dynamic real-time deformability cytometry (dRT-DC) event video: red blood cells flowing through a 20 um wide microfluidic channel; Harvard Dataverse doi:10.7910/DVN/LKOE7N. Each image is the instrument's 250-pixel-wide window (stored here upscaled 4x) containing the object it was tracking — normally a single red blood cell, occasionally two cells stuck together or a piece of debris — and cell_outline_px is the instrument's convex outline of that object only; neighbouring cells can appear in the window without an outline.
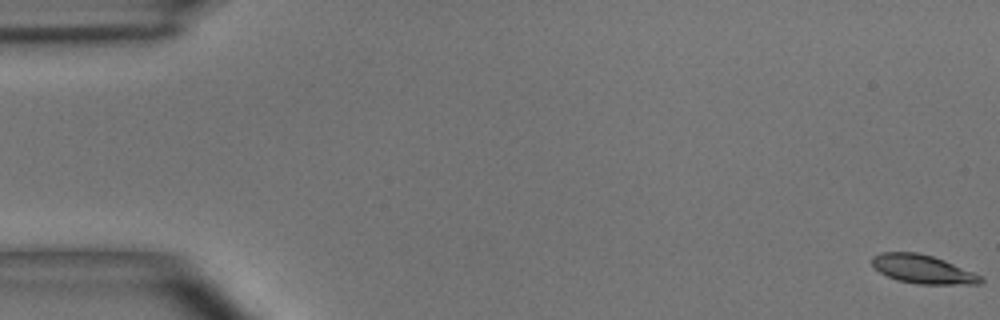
{"species": "common noctule bat (a hibernating species)", "species_latin": "Nyctalus noctula", "temperature_condition": "room temperature", "stored_images_in_passage": 5, "camera_frame_rate_fps": 3000, "um_per_image_px": 0.085, "animal": {"sex": "male", "body_mass_g": 15.6}, "frame": {"image": 1, "passage_image": 1, "time_ms": 0.0, "image_size_px": [1000, 320], "cell_outline_px": [[984, 280], [980, 284], [916, 284], [896, 280], [880, 272], [872, 264], [872, 256], [880, 252], [916, 252], [932, 256], [944, 260], [984, 276]], "centroid_in_image_um": [78.46, 22.89], "position_along_channel_um": 6.5, "area_um2": 18.21}}
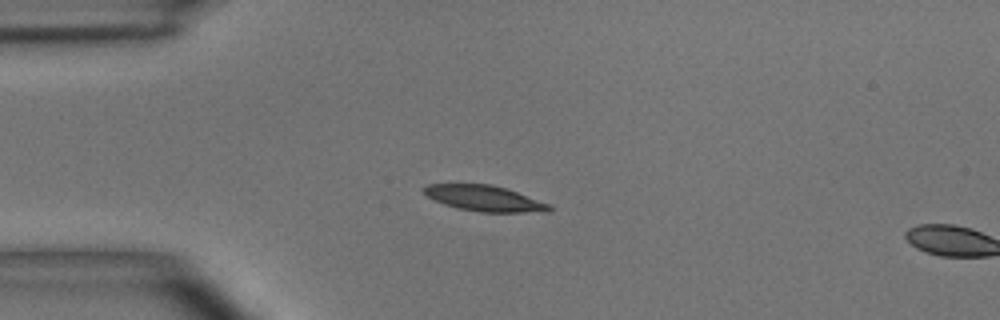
{"frame": {"image": 2, "passage_image": 4, "time_ms": 4.333, "image_size_px": [1000, 320], "cell_outline_px": [[552, 208], [548, 212], [480, 212], [456, 208], [444, 204], [428, 196], [420, 188], [428, 184], [488, 184], [504, 188], [552, 204]], "centroid_in_image_um": [41.19, 16.87], "position_along_channel_um": 43.8, "area_um2": 18.73}}